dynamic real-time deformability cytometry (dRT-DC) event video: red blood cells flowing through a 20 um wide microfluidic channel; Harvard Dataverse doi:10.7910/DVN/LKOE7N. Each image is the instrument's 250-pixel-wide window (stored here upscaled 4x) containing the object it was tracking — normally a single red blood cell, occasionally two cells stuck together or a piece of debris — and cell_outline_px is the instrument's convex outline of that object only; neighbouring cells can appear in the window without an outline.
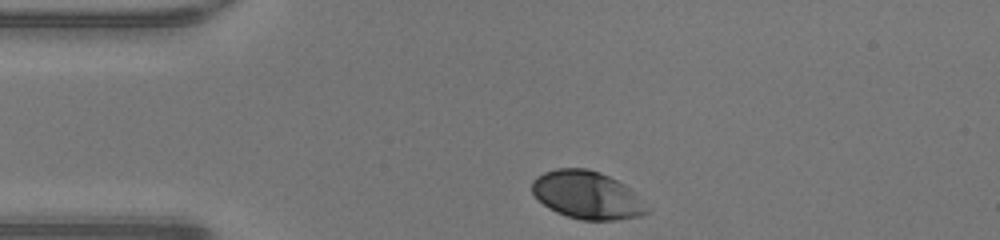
{"species": "human", "species_latin": "Homo sapiens", "temperature_condition": "warm", "stored_images_in_passage": 29, "camera_frame_rate_fps": 3000, "um_per_image_px": 0.085, "donor": {"sex": "male"}, "frame": {"image": 1, "passage_image": 1, "time_ms": 0.0, "image_size_px": [1000, 240], "cell_outline_px": [[652, 208], [648, 212], [640, 216], [616, 220], [580, 220], [556, 212], [548, 208], [532, 192], [532, 180], [536, 176], [544, 172], [556, 168], [588, 168], [600, 172], [624, 184]], "centroid_in_image_um": [49.92, 16.58], "position_along_channel_um": 35.1, "area_um2": 32.14}}
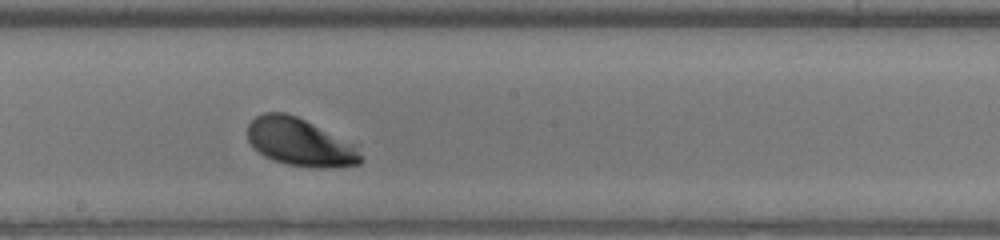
{"frame": {"image": 2, "passage_image": 17, "time_ms": 5.333, "image_size_px": [1000, 240], "cell_outline_px": [[364, 160], [360, 164], [340, 168], [316, 168], [288, 164], [272, 160], [264, 156], [252, 148], [248, 140], [248, 124], [256, 116], [264, 112], [284, 112], [296, 116], [356, 144]], "centroid_in_image_um": [25.52, 12.11], "position_along_channel_um": 222.7, "area_um2": 31.85}}
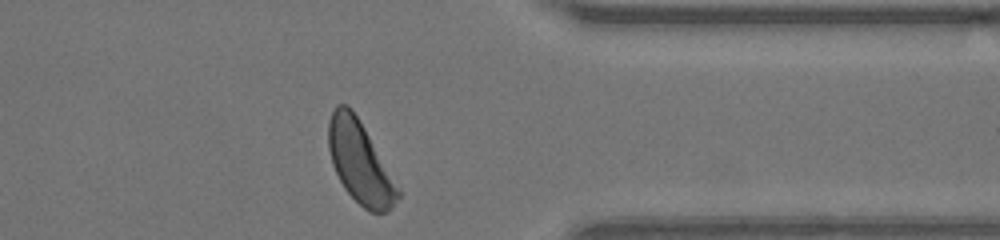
{"frame": {"image": 3, "passage_image": 29, "time_ms": 9.333, "image_size_px": [1000, 240], "cell_outline_px": [[400, 196], [388, 212], [372, 212], [364, 208], [344, 188], [332, 164], [328, 148], [328, 120], [336, 104], [348, 104], [352, 108], [400, 188]], "centroid_in_image_um": [30.59, 13.78], "position_along_channel_um": 380.8, "area_um2": 32.83}, "authors_computed_cell_mechanics": {"area_um2": 32.0212, "velocity_mm_per_s": 4.2377, "shape_relaxation_time_tau1_ms": null, "shape_relaxation_time_tau2_ms": 1.8697, "deformation_change_tau1": null, "deformation_change_tau2": 0.0713}}